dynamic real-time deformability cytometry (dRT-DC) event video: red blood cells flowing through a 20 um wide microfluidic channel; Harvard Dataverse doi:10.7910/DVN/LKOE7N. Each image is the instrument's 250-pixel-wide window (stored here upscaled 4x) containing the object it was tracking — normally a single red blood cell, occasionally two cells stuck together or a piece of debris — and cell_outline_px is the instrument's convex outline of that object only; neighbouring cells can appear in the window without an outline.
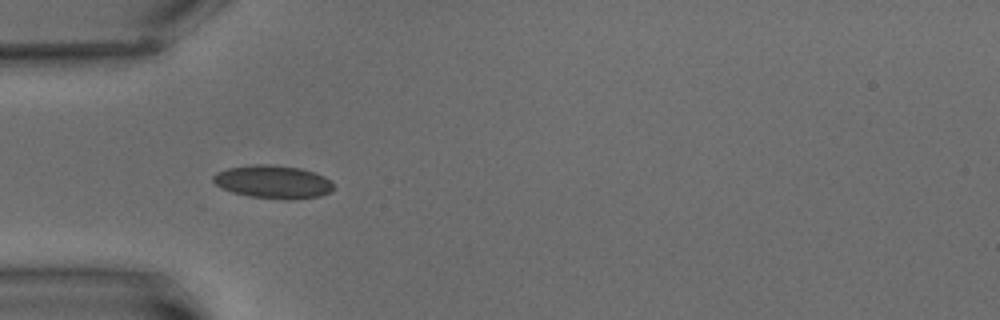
{"species": "common noctule bat (a hibernating species)", "species_latin": "Nyctalus noctula", "temperature_condition": "warm", "stored_images_in_passage": 3, "camera_frame_rate_fps": 3000, "um_per_image_px": 0.085, "animal": {"sex": "male", "body_mass_g": 15.6}, "frame": {"image": 1, "passage_image": 2, "time_ms": 2.0, "image_size_px": [1000, 320], "cell_outline_px": [[332, 192], [320, 196], [288, 200], [248, 196], [232, 192], [220, 188], [212, 180], [212, 176], [216, 172], [228, 168], [256, 164], [268, 164], [300, 168], [324, 176], [332, 180]], "centroid_in_image_um": [23.2, 15.46], "position_along_channel_um": 61.8, "area_um2": 23.29}}